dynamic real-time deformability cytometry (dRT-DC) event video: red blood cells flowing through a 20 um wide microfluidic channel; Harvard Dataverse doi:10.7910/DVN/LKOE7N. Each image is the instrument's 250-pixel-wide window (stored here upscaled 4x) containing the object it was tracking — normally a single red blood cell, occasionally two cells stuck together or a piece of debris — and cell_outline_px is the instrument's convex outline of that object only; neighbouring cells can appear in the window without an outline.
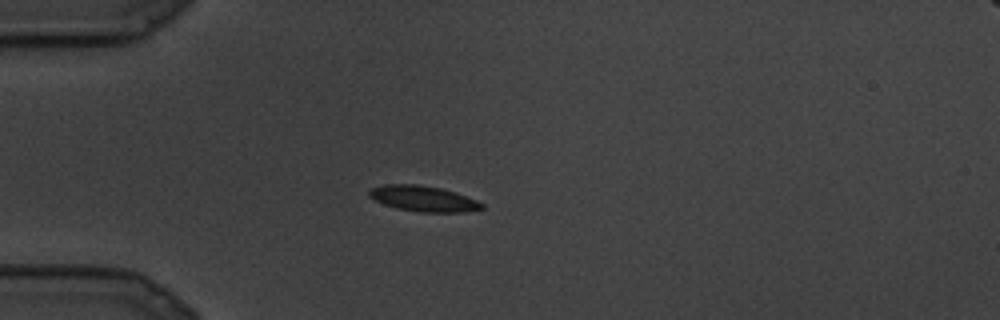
{"species": "common noctule bat (a hibernating species)", "species_latin": "Nyctalus noctula", "temperature_condition": "cold", "stored_images_in_passage": 13, "camera_frame_rate_fps": 3000, "um_per_image_px": 0.085, "animal": {"sex": "male", "body_mass_g": 19.5, "forearm_length_mm": 54.6}, "frame": {"image": 1, "passage_image": 1, "time_ms": 0.0, "image_size_px": [1000, 320], "cell_outline_px": [[484, 208], [464, 212], [420, 212], [396, 208], [384, 204], [368, 196], [368, 192], [372, 188], [384, 184], [416, 184], [440, 188], [456, 192], [476, 200], [484, 204]], "centroid_in_image_um": [35.98, 16.88], "position_along_channel_um": 49.0, "area_um2": 16.76}}
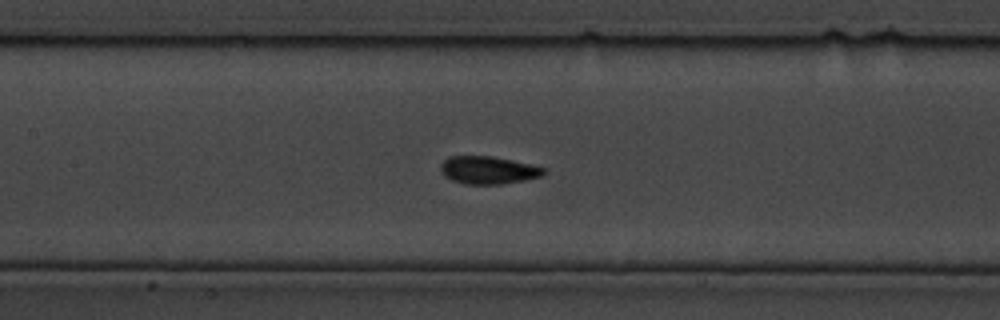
{"frame": {"image": 2, "passage_image": 6, "time_ms": 1.667, "image_size_px": [1000, 320], "cell_outline_px": [[548, 172], [540, 176], [524, 180], [500, 184], [464, 184], [452, 180], [444, 176], [440, 172], [440, 164], [448, 156], [492, 156], [532, 164], [544, 168]], "centroid_in_image_um": [41.47, 14.45], "position_along_channel_um": 165.9, "area_um2": 16.76}}
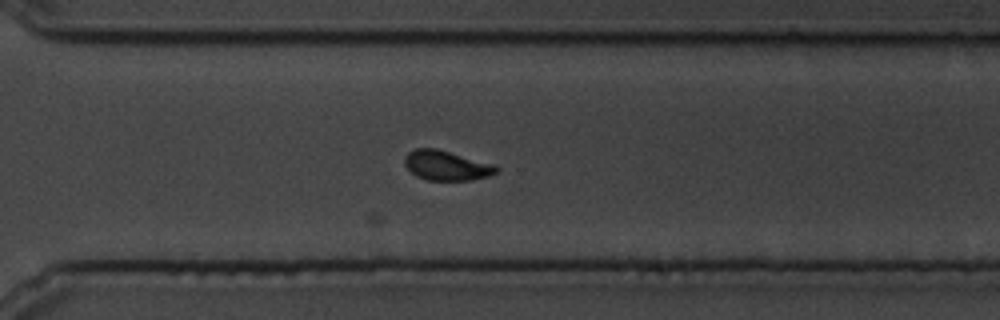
{"frame": {"image": 3, "passage_image": 13, "time_ms": 4.0, "image_size_px": [1000, 320], "cell_outline_px": [[500, 168], [496, 172], [488, 176], [472, 180], [428, 180], [416, 176], [404, 164], [404, 156], [408, 152], [416, 148], [436, 148], [496, 164]], "centroid_in_image_um": [37.96, 14.06], "position_along_channel_um": 332.6, "area_um2": 16.01}}